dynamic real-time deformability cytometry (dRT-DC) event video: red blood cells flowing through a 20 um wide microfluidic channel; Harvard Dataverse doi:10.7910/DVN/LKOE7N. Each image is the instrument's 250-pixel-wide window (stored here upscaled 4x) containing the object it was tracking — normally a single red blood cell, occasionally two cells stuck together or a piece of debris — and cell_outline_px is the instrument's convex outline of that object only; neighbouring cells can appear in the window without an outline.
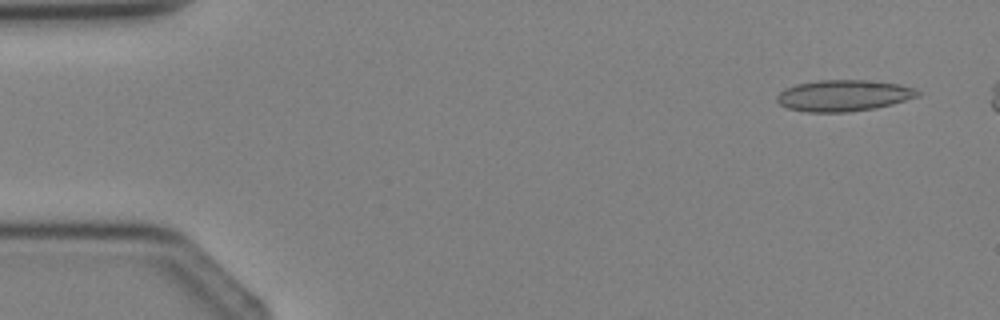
{"species": "Egyptian fruit bat (a non-hibernating species)", "species_latin": "Rousettus aegyptiacus", "temperature_condition": "cold", "stored_images_in_passage": 3, "camera_frame_rate_fps": 3000, "um_per_image_px": 0.085, "animal": {"sex": "female"}, "frame": {"image": 1, "passage_image": 3, "time_ms": 3.333, "image_size_px": [1000, 320], "cell_outline_px": [[924, 92], [920, 96], [892, 104], [876, 108], [848, 112], [808, 112], [788, 108], [780, 104], [776, 100], [776, 96], [784, 88], [796, 84], [816, 80], [876, 80], [900, 84], [916, 88]], "centroid_in_image_um": [71.76, 8.11], "position_along_channel_um": 13.2, "area_um2": 26.13}}